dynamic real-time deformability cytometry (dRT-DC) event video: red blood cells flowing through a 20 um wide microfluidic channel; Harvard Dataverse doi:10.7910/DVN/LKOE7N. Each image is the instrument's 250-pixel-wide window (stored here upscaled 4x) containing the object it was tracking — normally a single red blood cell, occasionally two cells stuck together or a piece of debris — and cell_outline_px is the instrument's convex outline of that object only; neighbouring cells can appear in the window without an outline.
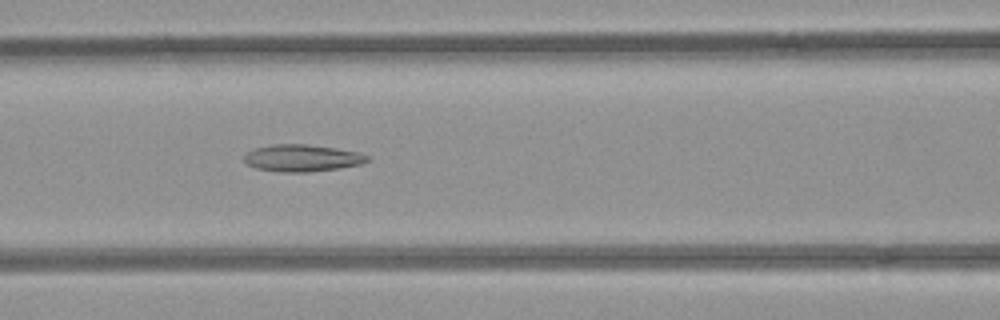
{"species": "common noctule bat (a hibernating species)", "species_latin": "Nyctalus noctula", "temperature_condition": "room temperature", "stored_images_in_passage": 53, "camera_frame_rate_fps": 3000, "um_per_image_px": 0.085, "animal": {"sex": "female", "body_mass_g": 21.9}, "frame": {"image": 1, "passage_image": 23, "time_ms": 7.333, "image_size_px": [1000, 320], "cell_outline_px": [[372, 160], [360, 164], [340, 168], [308, 172], [280, 172], [256, 168], [248, 164], [244, 160], [244, 156], [248, 152], [256, 148], [272, 144], [308, 144], [336, 148], [360, 152], [368, 156]], "centroid_in_image_um": [25.72, 13.43], "position_along_channel_um": 140.9, "area_um2": 19.42}}
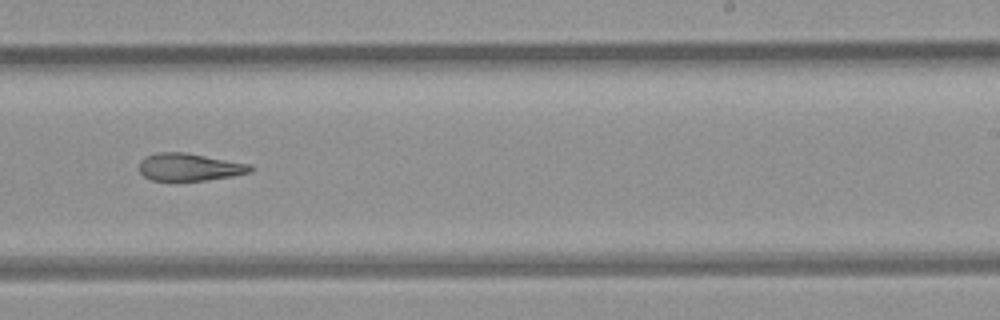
{"frame": {"image": 2, "passage_image": 33, "time_ms": 10.667, "image_size_px": [1000, 320], "cell_outline_px": [[256, 168], [252, 172], [232, 176], [208, 180], [176, 184], [152, 180], [144, 176], [140, 172], [140, 160], [144, 156], [156, 152], [184, 152], [252, 164]], "centroid_in_image_um": [16.1, 14.24], "position_along_channel_um": 272.9, "area_um2": 18.79}}
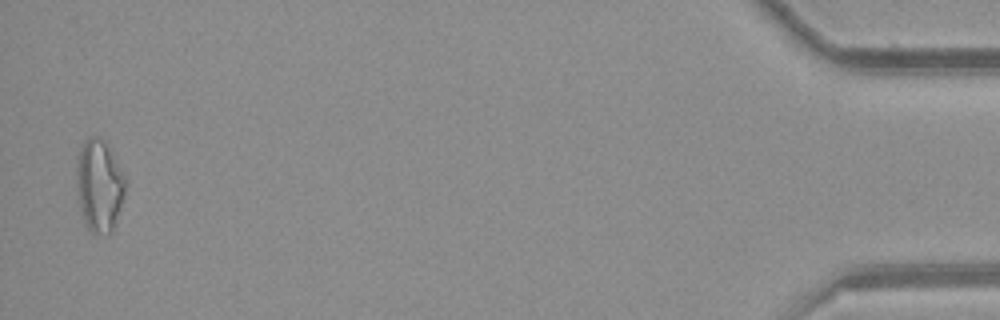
{"frame": {"image": 3, "passage_image": 52, "time_ms": 17.0, "image_size_px": [1000, 320], "cell_outline_px": [[128, 180], [124, 196], [112, 232], [104, 236], [92, 232], [84, 224], [76, 184], [76, 180], [80, 152], [84, 144], [92, 136], [96, 136], [104, 140]], "centroid_in_image_um": [8.48, 15.84], "position_along_channel_um": 426.7, "area_um2": 25.95}, "authors_computed_cell_mechanics": {"area_um2": 20.7502, "velocity_mm_per_s": 3.9734, "shape_relaxation_time_tau1_ms": null, "shape_relaxation_time_tau2_ms": 5.9359, "deformation_change_tau1": null, "deformation_change_tau2": 0.1696}}